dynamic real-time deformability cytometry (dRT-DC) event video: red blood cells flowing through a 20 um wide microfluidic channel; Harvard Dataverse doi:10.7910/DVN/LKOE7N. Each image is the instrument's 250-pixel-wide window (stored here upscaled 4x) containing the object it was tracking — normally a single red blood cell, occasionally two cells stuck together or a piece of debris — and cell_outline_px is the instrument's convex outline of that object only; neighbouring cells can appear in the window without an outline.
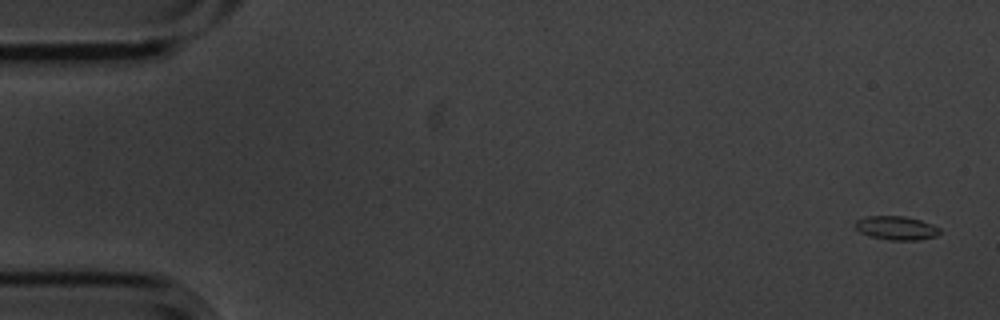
{"species": "common noctule bat (a hibernating species)", "species_latin": "Nyctalus noctula", "temperature_condition": "cold", "stored_images_in_passage": 4, "camera_frame_rate_fps": 3000, "um_per_image_px": 0.085, "animal": {"sex": "male", "body_mass_g": 20.1, "forearm_length_mm": 53.5}, "frame": {"image": 1, "passage_image": 1, "time_ms": 0.0, "image_size_px": [1000, 320], "cell_outline_px": [[940, 232], [936, 236], [916, 240], [888, 240], [868, 236], [860, 232], [856, 228], [856, 220], [864, 216], [904, 216], [920, 220], [932, 224], [940, 228]], "centroid_in_image_um": [76.17, 19.38], "position_along_channel_um": 8.8, "area_um2": 11.73}}
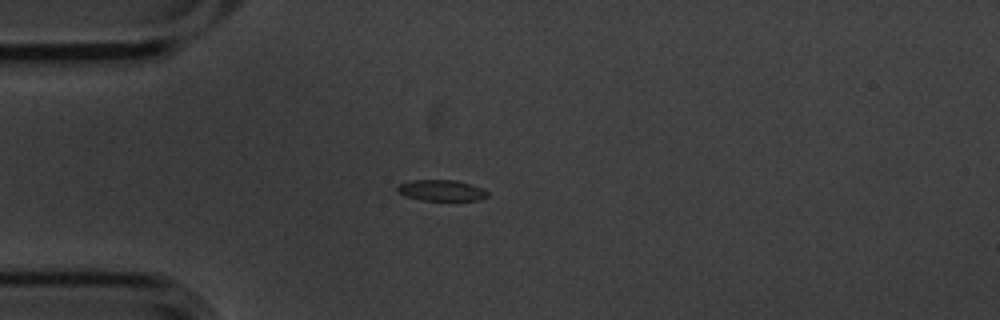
{"frame": {"image": 2, "passage_image": 4, "time_ms": 1.0, "image_size_px": [1000, 320], "cell_outline_px": [[488, 196], [480, 200], [420, 200], [404, 196], [396, 192], [396, 184], [412, 180], [456, 180], [484, 188], [488, 192]], "centroid_in_image_um": [37.48, 16.18], "position_along_channel_um": 47.5, "area_um2": 11.27}}